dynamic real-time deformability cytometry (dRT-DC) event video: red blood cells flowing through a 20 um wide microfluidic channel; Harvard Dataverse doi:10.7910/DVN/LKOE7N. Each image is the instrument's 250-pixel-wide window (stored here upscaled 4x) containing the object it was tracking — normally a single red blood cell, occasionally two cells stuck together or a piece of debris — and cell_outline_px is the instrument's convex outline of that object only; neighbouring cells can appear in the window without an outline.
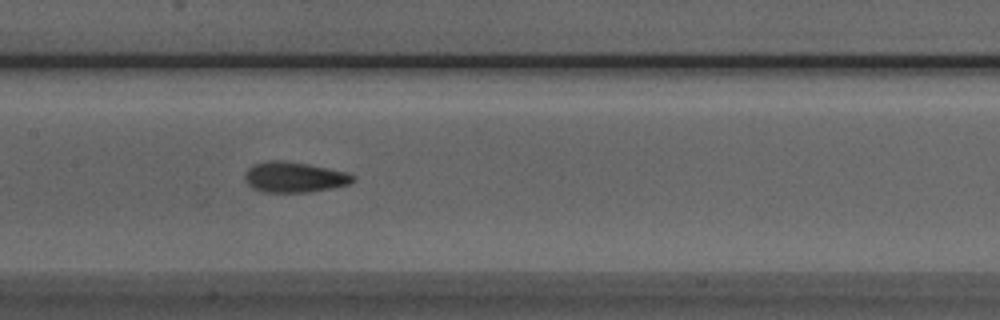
{"species": "Egyptian fruit bat (a non-hibernating species)", "species_latin": "Rousettus aegyptiacus", "temperature_condition": "room temperature", "stored_images_in_passage": 32, "camera_frame_rate_fps": 3000, "um_per_image_px": 0.085, "animal": {"sex": "male"}, "frame": {"image": 1, "passage_image": 11, "time_ms": 3.333, "image_size_px": [1000, 320], "cell_outline_px": [[356, 180], [348, 184], [308, 192], [260, 192], [252, 188], [244, 180], [244, 172], [252, 164], [268, 160], [284, 160], [308, 164], [344, 172], [356, 176]], "centroid_in_image_um": [24.94, 15.05], "position_along_channel_um": 182.5, "area_um2": 19.25}}
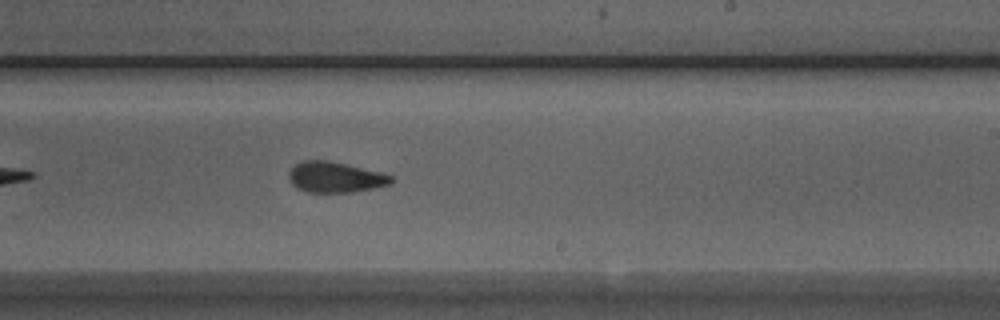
{"frame": {"image": 2, "passage_image": 17, "time_ms": 5.333, "image_size_px": [1000, 320], "cell_outline_px": [[392, 184], [352, 192], [308, 192], [296, 188], [288, 180], [288, 172], [296, 164], [304, 160], [328, 160], [384, 172], [392, 176]], "centroid_in_image_um": [28.49, 15.05], "position_along_channel_um": 260.5, "area_um2": 18.44}}
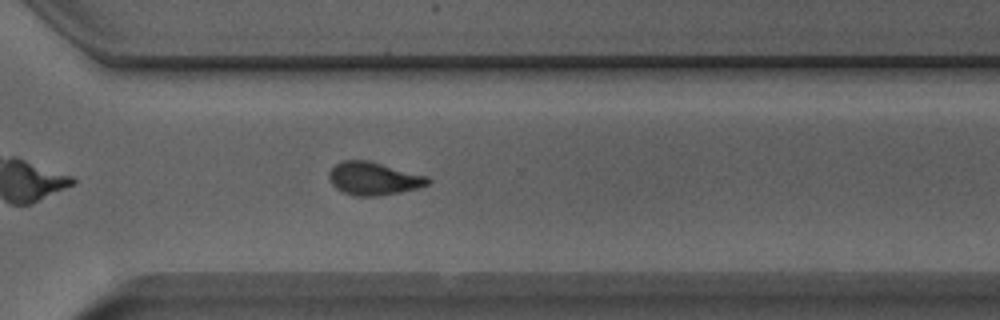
{"frame": {"image": 3, "passage_image": 23, "time_ms": 7.333, "image_size_px": [1000, 320], "cell_outline_px": [[432, 180], [428, 184], [420, 188], [400, 192], [376, 196], [356, 196], [344, 192], [336, 188], [328, 180], [328, 172], [336, 164], [344, 160], [368, 160], [428, 176]], "centroid_in_image_um": [31.77, 15.17], "position_along_channel_um": 338.8, "area_um2": 19.07}, "authors_computed_cell_mechanics": {"area_um2": 18.6983, "velocity_mm_per_s": 3.9246, "shape_relaxation_time_tau1_ms": 4.5062, "shape_relaxation_time_tau2_ms": 1.5882, "deformation_change_tau1": 0.1579, "deformation_change_tau2": 0.0843}}